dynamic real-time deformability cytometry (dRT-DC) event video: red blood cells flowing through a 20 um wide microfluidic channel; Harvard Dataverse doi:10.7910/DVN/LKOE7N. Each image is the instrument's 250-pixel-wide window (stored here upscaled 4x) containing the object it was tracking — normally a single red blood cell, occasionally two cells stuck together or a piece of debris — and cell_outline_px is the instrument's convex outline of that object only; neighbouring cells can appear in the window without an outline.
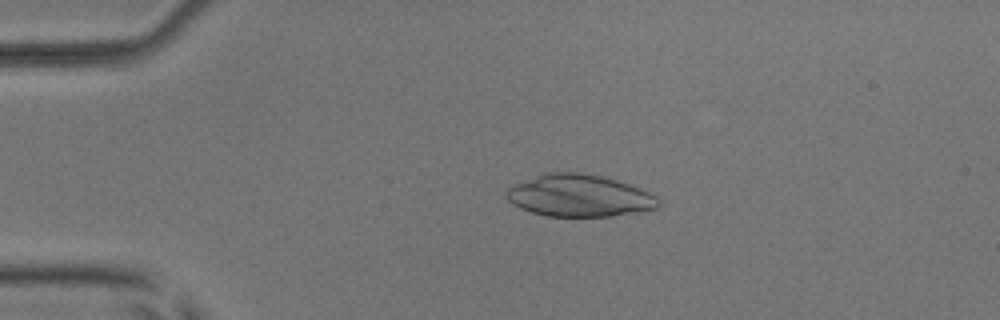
{"species": "common noctule bat (a hibernating species)", "species_latin": "Nyctalus noctula", "temperature_condition": "room temperature", "stored_images_in_passage": 52, "camera_frame_rate_fps": 3000, "um_per_image_px": 0.085, "animal": {"sex": "male", "body_mass_g": 17.9, "forearm_length_mm": 54.2}, "frame": {"image": 1, "passage_image": 11, "time_ms": 3.333, "image_size_px": [1000, 320], "cell_outline_px": [[660, 204], [656, 208], [612, 216], [548, 216], [532, 212], [520, 208], [512, 204], [504, 196], [504, 192], [508, 188], [516, 184], [544, 172], [584, 172], [616, 180], [640, 188], [656, 196], [660, 200]], "centroid_in_image_um": [49.2, 16.62], "position_along_channel_um": 35.8, "area_um2": 37.17}}
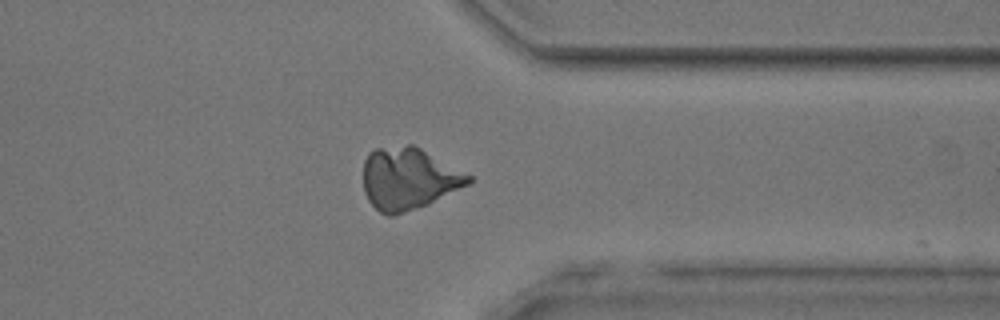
{"frame": {"image": 2, "passage_image": 41, "time_ms": 13.333, "image_size_px": [1000, 320], "cell_outline_px": [[472, 180], [468, 184], [428, 204], [392, 216], [388, 216], [380, 212], [368, 200], [364, 192], [364, 160], [368, 152], [372, 148], [408, 144], [412, 144], [420, 148], [472, 176]], "centroid_in_image_um": [34.69, 15.17], "position_along_channel_um": 376.7, "area_um2": 37.8}}
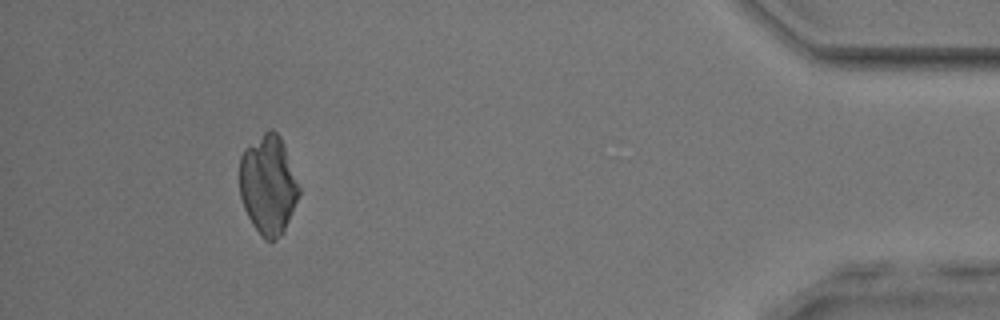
{"frame": {"image": 3, "passage_image": 48, "time_ms": 15.667, "image_size_px": [1000, 320], "cell_outline_px": [[300, 196], [284, 232], [276, 240], [264, 240], [252, 224], [244, 208], [240, 196], [240, 156], [244, 148], [268, 128], [272, 128], [280, 136], [300, 188]], "centroid_in_image_um": [22.79, 15.72], "position_along_channel_um": 412.4, "area_um2": 34.56}}